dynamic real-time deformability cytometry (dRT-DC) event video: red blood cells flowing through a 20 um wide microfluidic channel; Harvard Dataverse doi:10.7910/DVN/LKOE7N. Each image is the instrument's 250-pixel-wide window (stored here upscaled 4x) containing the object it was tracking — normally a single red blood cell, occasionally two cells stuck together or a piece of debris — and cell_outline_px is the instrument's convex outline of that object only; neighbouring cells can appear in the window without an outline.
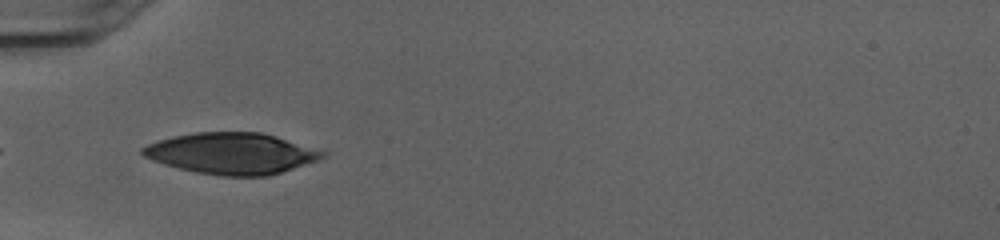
{"species": "human", "species_latin": "Homo sapiens", "temperature_condition": "cold", "stored_images_in_passage": 22, "camera_frame_rate_fps": 3000, "um_per_image_px": 0.085, "donor": {"sex": "female"}, "frame": {"image": 1, "passage_image": 1, "time_ms": 0.0, "image_size_px": [1000, 240], "cell_outline_px": [[328, 156], [268, 176], [220, 176], [196, 172], [164, 164], [144, 156], [140, 152], [140, 148], [148, 144], [172, 136], [196, 132], [260, 132], [328, 152]], "centroid_in_image_um": [19.66, 13.04], "position_along_channel_um": 65.3, "area_um2": 42.83}}
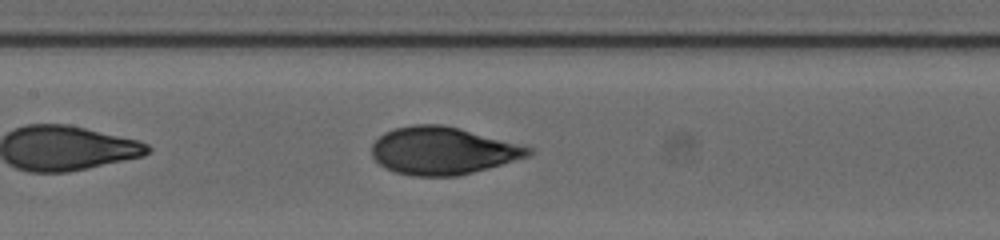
{"frame": {"image": 2, "passage_image": 9, "time_ms": 2.667, "image_size_px": [1000, 240], "cell_outline_px": [[536, 152], [528, 156], [488, 168], [456, 176], [412, 176], [396, 172], [384, 168], [372, 156], [372, 144], [384, 132], [396, 128], [412, 124], [440, 124], [456, 128], [532, 148]], "centroid_in_image_um": [37.58, 12.82], "position_along_channel_um": 169.8, "area_um2": 42.77}}
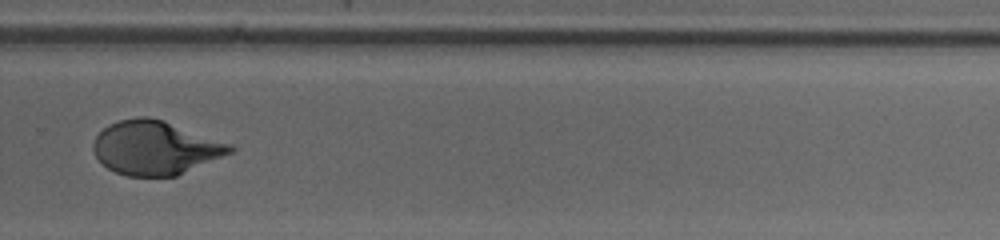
{"frame": {"image": 3, "passage_image": 20, "time_ms": 6.333, "image_size_px": [1000, 240], "cell_outline_px": [[236, 148], [232, 152], [176, 176], [128, 176], [116, 172], [108, 168], [96, 156], [92, 148], [92, 144], [96, 136], [108, 124], [120, 120], [136, 116], [148, 116], [164, 120], [232, 144]], "centroid_in_image_um": [13.2, 12.54], "position_along_channel_um": 316.6, "area_um2": 42.77}}